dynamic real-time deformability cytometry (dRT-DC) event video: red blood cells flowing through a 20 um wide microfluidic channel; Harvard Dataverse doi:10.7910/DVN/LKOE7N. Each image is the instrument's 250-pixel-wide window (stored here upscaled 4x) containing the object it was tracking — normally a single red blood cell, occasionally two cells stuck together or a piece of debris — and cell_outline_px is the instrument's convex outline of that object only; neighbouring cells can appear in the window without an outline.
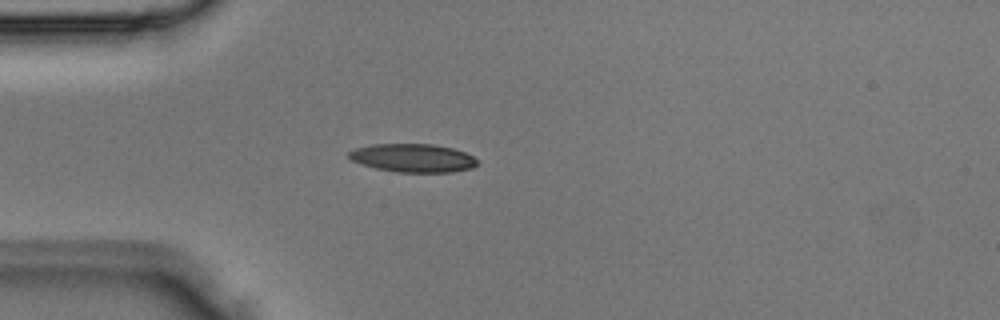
{"species": "Egyptian fruit bat (a non-hibernating species)", "species_latin": "Rousettus aegyptiacus", "temperature_condition": "room temperature", "stored_images_in_passage": 2, "camera_frame_rate_fps": 3000, "um_per_image_px": 0.085, "animal": {"sex": "male"}, "frame": {"image": 1, "passage_image": 2, "time_ms": 0.333, "image_size_px": [1000, 320], "cell_outline_px": [[480, 164], [472, 168], [452, 172], [396, 172], [376, 168], [360, 164], [352, 160], [348, 156], [348, 152], [356, 148], [372, 144], [432, 144], [452, 148], [464, 152], [480, 160]], "centroid_in_image_um": [35.13, 13.43], "position_along_channel_um": 49.9, "area_um2": 21.33}}